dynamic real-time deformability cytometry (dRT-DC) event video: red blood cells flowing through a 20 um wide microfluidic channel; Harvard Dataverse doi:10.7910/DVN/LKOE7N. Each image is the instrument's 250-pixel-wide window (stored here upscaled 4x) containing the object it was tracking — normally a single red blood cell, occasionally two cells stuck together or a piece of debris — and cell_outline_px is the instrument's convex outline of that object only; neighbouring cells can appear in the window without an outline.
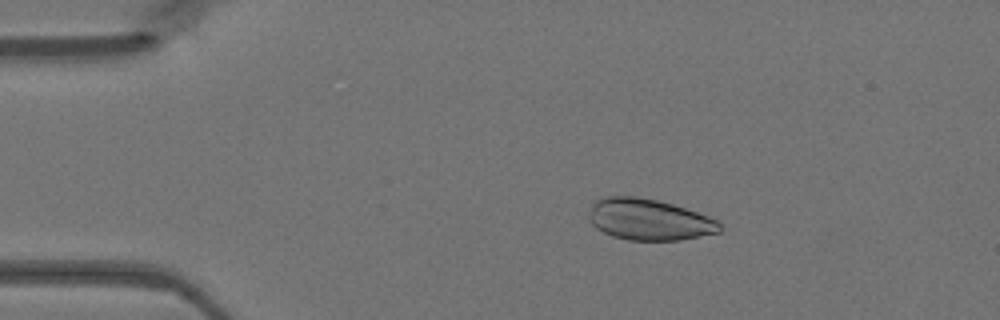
{"species": "Egyptian fruit bat (a non-hibernating species)", "species_latin": "Rousettus aegyptiacus", "temperature_condition": "warm", "stored_images_in_passage": 48, "camera_frame_rate_fps": 3000, "um_per_image_px": 0.085, "animal": {"sex": "female"}, "frame": {"image": 1, "passage_image": 9, "time_ms": 2.667, "image_size_px": [1000, 320], "cell_outline_px": [[724, 228], [720, 232], [680, 240], [628, 240], [612, 236], [596, 228], [588, 220], [588, 216], [592, 204], [596, 200], [608, 196], [636, 196], [656, 200], [672, 204], [720, 220]], "centroid_in_image_um": [55.18, 18.67], "position_along_channel_um": 29.8, "area_um2": 31.62}}
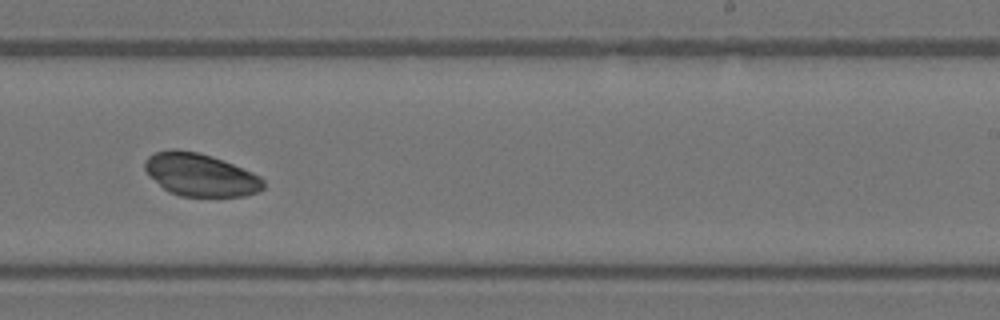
{"frame": {"image": 2, "passage_image": 30, "time_ms": 9.667, "image_size_px": [1000, 320], "cell_outline_px": [[264, 188], [256, 192], [244, 196], [180, 196], [168, 192], [148, 176], [144, 168], [144, 160], [148, 156], [156, 152], [172, 148], [176, 148], [196, 152], [212, 156], [252, 172], [260, 176], [264, 180]], "centroid_in_image_um": [16.99, 14.85], "position_along_channel_um": 272.0, "area_um2": 29.65}}
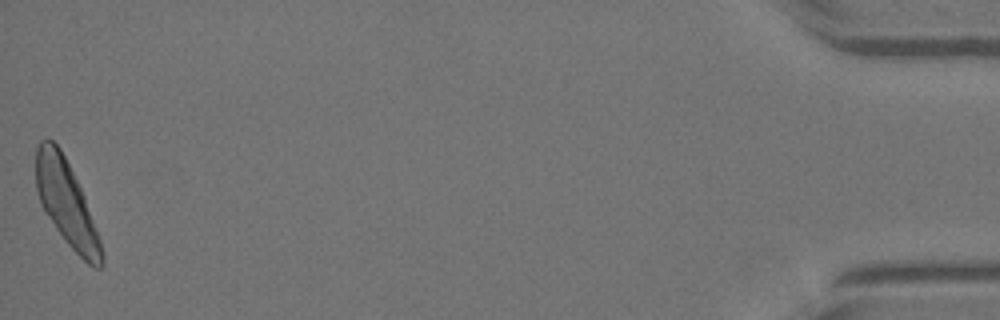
{"frame": {"image": 3, "passage_image": 48, "time_ms": 15.667, "image_size_px": [1000, 320], "cell_outline_px": [[104, 264], [100, 268], [92, 268], [68, 244], [44, 212], [40, 204], [36, 188], [36, 148], [40, 140], [52, 140], [60, 148], [84, 196], [100, 240], [104, 252]], "centroid_in_image_um": [5.64, 17.3], "position_along_channel_um": 429.6, "area_um2": 32.02}}